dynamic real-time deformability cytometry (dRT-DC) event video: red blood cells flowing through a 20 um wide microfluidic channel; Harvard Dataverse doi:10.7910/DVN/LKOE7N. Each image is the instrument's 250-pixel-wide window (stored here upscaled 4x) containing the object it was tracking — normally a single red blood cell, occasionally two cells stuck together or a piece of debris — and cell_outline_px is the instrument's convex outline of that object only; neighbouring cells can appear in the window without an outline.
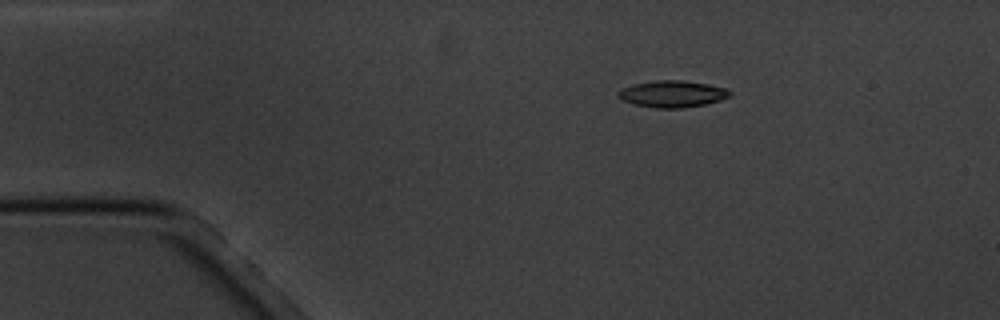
{"species": "common noctule bat (a hibernating species)", "species_latin": "Nyctalus noctula", "temperature_condition": "cold", "stored_images_in_passage": 3, "camera_frame_rate_fps": 3000, "um_per_image_px": 0.085, "animal": {"sex": "male", "body_mass_g": 20.1, "forearm_length_mm": 53.5}, "frame": {"image": 1, "passage_image": 1, "time_ms": 0.0, "image_size_px": [1000, 320], "cell_outline_px": [[732, 96], [720, 100], [704, 104], [684, 108], [656, 108], [632, 104], [616, 96], [616, 92], [620, 88], [632, 84], [656, 80], [680, 80], [708, 84], [724, 88], [732, 92]], "centroid_in_image_um": [57.11, 7.98], "position_along_channel_um": 27.9, "area_um2": 17.51}}
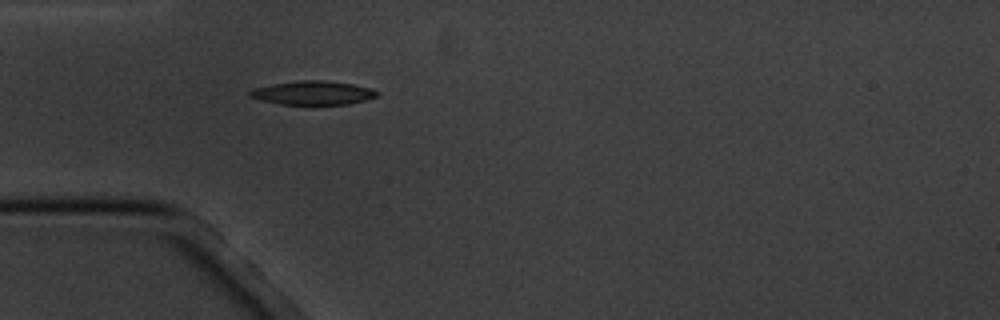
{"frame": {"image": 2, "passage_image": 3, "time_ms": 2.333, "image_size_px": [1000, 320], "cell_outline_px": [[380, 92], [376, 96], [364, 100], [348, 104], [280, 104], [248, 96], [248, 92], [252, 88], [272, 84], [300, 80], [324, 80], [352, 84], [372, 88]], "centroid_in_image_um": [26.6, 7.88], "position_along_channel_um": 58.4, "area_um2": 17.51}}